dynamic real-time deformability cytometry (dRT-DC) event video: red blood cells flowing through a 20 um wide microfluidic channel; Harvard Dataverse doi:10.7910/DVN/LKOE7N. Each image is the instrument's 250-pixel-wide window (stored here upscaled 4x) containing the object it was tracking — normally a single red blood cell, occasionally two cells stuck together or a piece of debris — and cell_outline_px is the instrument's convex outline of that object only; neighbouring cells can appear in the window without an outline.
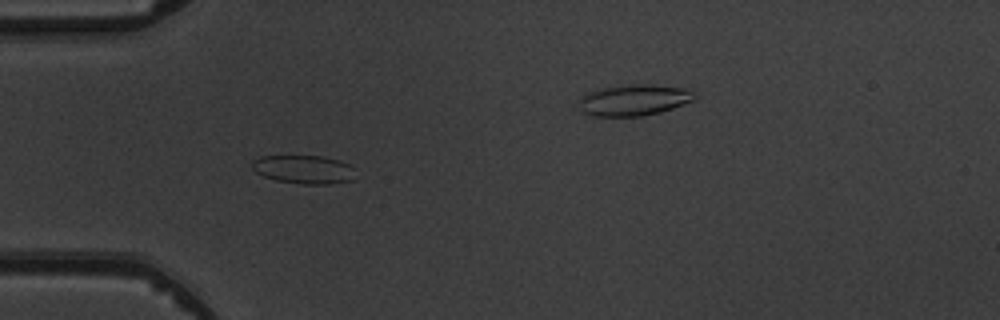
{"species": "common noctule bat (a hibernating species)", "species_latin": "Nyctalus noctula", "temperature_condition": "warm", "stored_images_in_passage": 6, "segment_of_instrument_passage": [1, 2], "camera_frame_rate_fps": 3000, "um_per_image_px": 0.085, "animal": {"sex": "male", "body_mass_g": 19.5, "forearm_length_mm": 54.6}, "frame": {"image": 1, "passage_image": 5, "time_ms": 5.333, "image_size_px": [1000, 320], "cell_outline_px": [[356, 180], [328, 184], [300, 184], [276, 180], [264, 176], [256, 172], [252, 168], [252, 160], [260, 156], [324, 156], [340, 160], [356, 168]], "centroid_in_image_um": [25.89, 14.4], "position_along_channel_um": 59.1, "area_um2": 17.51}}